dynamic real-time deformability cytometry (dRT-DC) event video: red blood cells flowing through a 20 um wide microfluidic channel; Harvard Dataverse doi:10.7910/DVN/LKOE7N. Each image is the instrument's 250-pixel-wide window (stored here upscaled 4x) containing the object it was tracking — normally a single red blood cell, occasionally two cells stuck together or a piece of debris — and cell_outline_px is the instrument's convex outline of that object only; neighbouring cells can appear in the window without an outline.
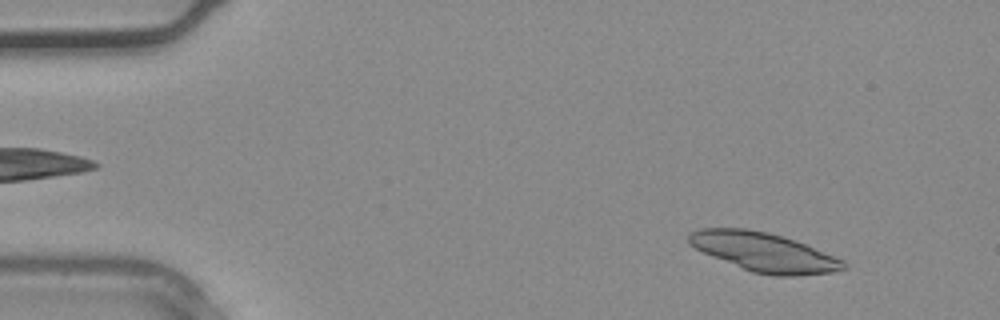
{"species": "common noctule bat (a hibernating species)", "species_latin": "Nyctalus noctula", "temperature_condition": "warm", "stored_images_in_passage": 12, "camera_frame_rate_fps": 3000, "um_per_image_px": 0.085, "animal": {"sex": "male", "body_mass_g": 20.4}, "frame": {"image": 1, "passage_image": 3, "time_ms": 0.667, "image_size_px": [1000, 320], "cell_outline_px": [[848, 268], [832, 272], [792, 276], [776, 276], [752, 272], [712, 256], [688, 244], [688, 232], [700, 228], [748, 228], [768, 232], [784, 236], [844, 260], [848, 264]], "centroid_in_image_um": [64.93, 21.42], "position_along_channel_um": 20.1, "area_um2": 35.08}}